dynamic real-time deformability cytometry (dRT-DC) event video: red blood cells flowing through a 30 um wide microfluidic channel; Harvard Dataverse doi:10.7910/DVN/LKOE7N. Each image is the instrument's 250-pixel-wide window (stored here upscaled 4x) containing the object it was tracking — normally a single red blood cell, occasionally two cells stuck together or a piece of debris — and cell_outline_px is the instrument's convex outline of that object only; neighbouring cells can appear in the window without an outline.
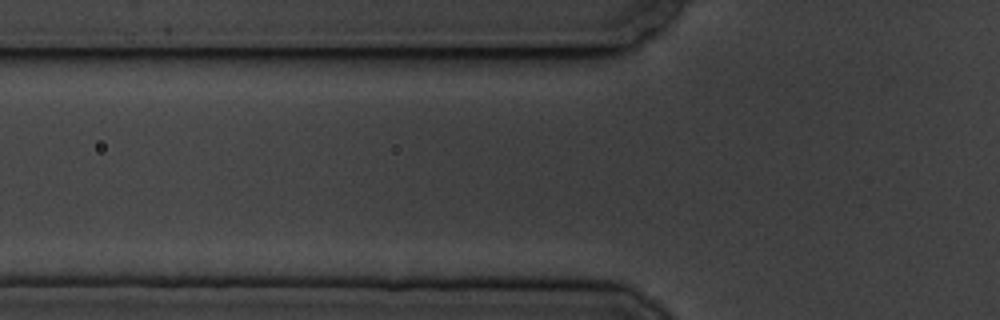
{"species": "common noctule bat (a hibernating species)", "species_latin": "Nyctalus noctula", "temperature_condition": "cold", "stored_images_in_passage": 6, "segment_of_instrument_passage": [1, 2], "camera_frame_rate_fps": 3000, "um_per_image_px": 0.085, "animal": {"sex": "male", "body_mass_g": 19.5, "forearm_length_mm": 54.6}, "frame": {"image": 1, "passage_image": 2, "time_ms": 0.333, "image_size_px": [1000, 320], "cell_outline_px": [[320, 232], [316, 236], [156, 236], [140, 232], [128, 228], [128, 224], [136, 216], [284, 224], [312, 228]], "centroid_in_image_um": [18.21, 19.38], "position_along_channel_um": 107.6, "area_um2": 19.59}}